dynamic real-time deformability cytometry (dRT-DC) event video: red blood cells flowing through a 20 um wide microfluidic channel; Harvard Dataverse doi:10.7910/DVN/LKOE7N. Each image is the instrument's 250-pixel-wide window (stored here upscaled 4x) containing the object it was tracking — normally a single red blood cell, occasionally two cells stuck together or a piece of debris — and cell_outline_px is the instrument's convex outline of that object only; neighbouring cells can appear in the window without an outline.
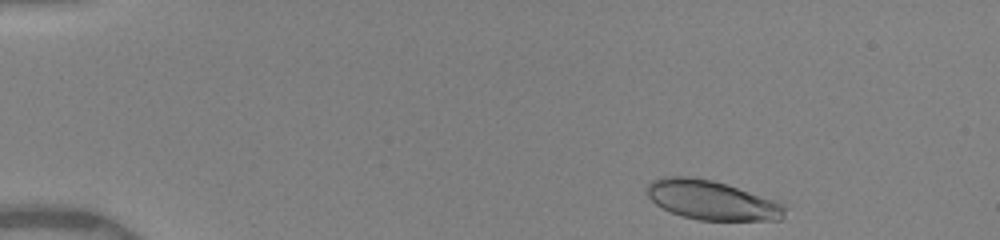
{"species": "human", "species_latin": "Homo sapiens", "temperature_condition": "warm", "stored_images_in_passage": 24, "camera_frame_rate_fps": 3000, "um_per_image_px": 0.085, "donor": {"sex": "female"}, "frame": {"image": 1, "passage_image": 1, "time_ms": 0.0, "image_size_px": [1000, 240], "cell_outline_px": [[784, 220], [700, 220], [684, 216], [672, 212], [656, 204], [644, 192], [648, 184], [652, 180], [660, 176], [688, 176], [712, 180], [776, 200], [784, 204]], "centroid_in_image_um": [60.48, 17.0], "position_along_channel_um": 24.5, "area_um2": 31.5}}
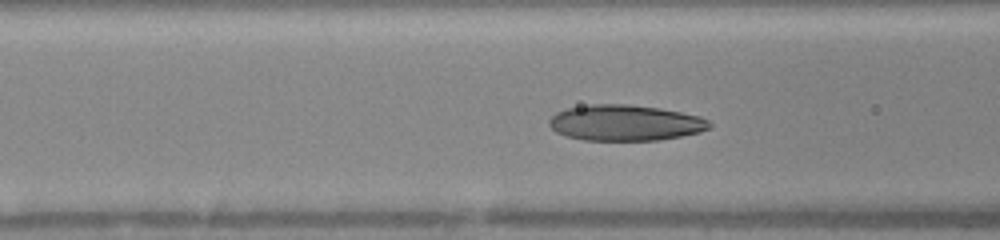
{"frame": {"image": 2, "passage_image": 18, "time_ms": 4.667, "image_size_px": [1000, 240], "cell_outline_px": [[712, 124], [708, 128], [700, 132], [660, 140], [584, 140], [568, 136], [556, 132], [548, 124], [548, 120], [556, 112], [568, 108], [592, 104], [628, 104], [660, 108], [700, 116], [708, 120]], "centroid_in_image_um": [53.14, 10.43], "position_along_channel_um": 113.5, "area_um2": 33.41}}
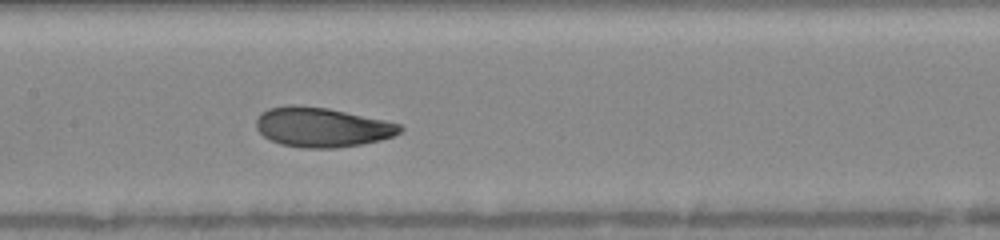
{"frame": {"image": 3, "passage_image": 24, "time_ms": 6.333, "image_size_px": [1000, 240], "cell_outline_px": [[404, 128], [400, 132], [392, 136], [380, 140], [360, 144], [336, 148], [300, 148], [280, 144], [264, 136], [256, 128], [256, 120], [260, 112], [268, 108], [292, 104], [296, 104], [328, 108], [384, 120], [400, 124]], "centroid_in_image_um": [27.33, 10.8], "position_along_channel_um": 180.1, "area_um2": 33.23}}